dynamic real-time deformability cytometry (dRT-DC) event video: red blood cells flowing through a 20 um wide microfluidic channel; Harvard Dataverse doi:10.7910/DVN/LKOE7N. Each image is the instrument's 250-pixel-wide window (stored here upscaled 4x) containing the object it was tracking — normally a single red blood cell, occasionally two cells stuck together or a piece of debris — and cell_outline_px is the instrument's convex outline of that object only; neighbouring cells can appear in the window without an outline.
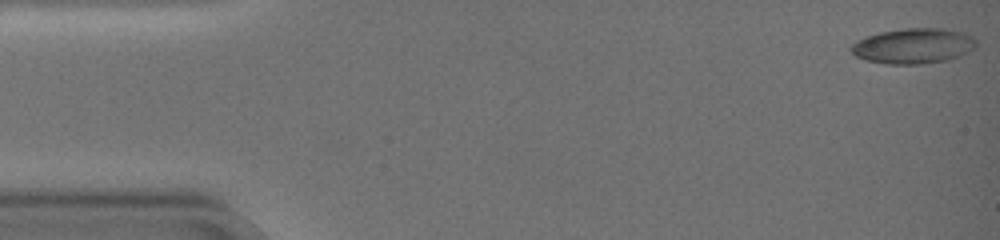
{"species": "common noctule bat (a hibernating species)", "species_latin": "Nyctalus noctula", "temperature_condition": "warm", "stored_images_in_passage": 53, "camera_frame_rate_fps": 3000, "um_per_image_px": 0.085, "animal": {"sex": "female", "body_mass_g": 19.0, "forearm_length_mm": 51.5}, "frame": {"image": 1, "passage_image": 1, "time_ms": 0.0, "image_size_px": [1000, 240], "cell_outline_px": [[976, 48], [960, 56], [948, 60], [920, 64], [888, 64], [864, 60], [856, 56], [848, 48], [856, 40], [864, 36], [880, 32], [904, 28], [944, 28], [964, 32], [972, 36], [976, 40]], "centroid_in_image_um": [77.63, 3.9], "position_along_channel_um": 7.4, "area_um2": 26.13}}
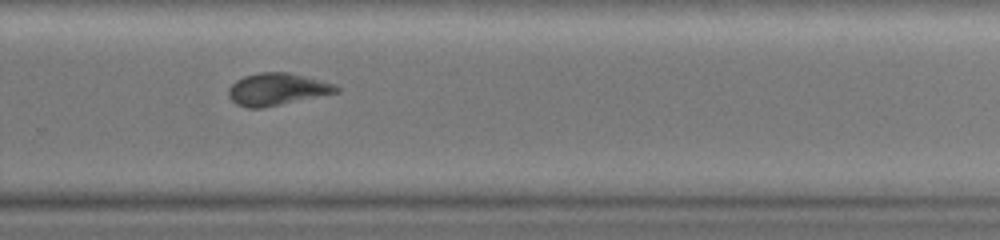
{"frame": {"image": 2, "passage_image": 38, "time_ms": 12.333, "image_size_px": [1000, 240], "cell_outline_px": [[340, 92], [260, 108], [248, 108], [236, 104], [228, 96], [228, 88], [236, 80], [244, 76], [260, 72], [288, 72], [336, 84], [340, 88]], "centroid_in_image_um": [23.55, 7.58], "position_along_channel_um": 306.3, "area_um2": 20.11}}
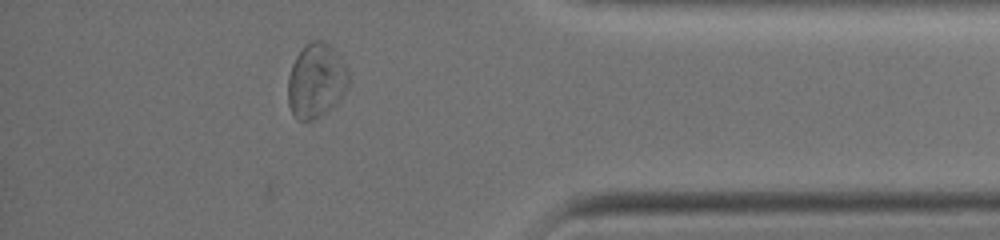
{"frame": {"image": 3, "passage_image": 48, "time_ms": 15.667, "image_size_px": [1000, 240], "cell_outline_px": [[348, 88], [320, 116], [312, 120], [296, 120], [288, 104], [288, 76], [292, 64], [296, 56], [304, 44], [312, 40], [324, 40], [340, 56], [348, 72]], "centroid_in_image_um": [26.83, 6.82], "position_along_channel_um": 408.4, "area_um2": 26.01}, "authors_computed_cell_mechanics": {"area_um2": 21.0392, "velocity_mm_per_s": 3.515, "shape_relaxation_time_tau1_ms": 8.2471, "shape_relaxation_time_tau2_ms": 3.1619, "deformation_change_tau1": 0.2041, "deformation_change_tau2": 0.0817}}